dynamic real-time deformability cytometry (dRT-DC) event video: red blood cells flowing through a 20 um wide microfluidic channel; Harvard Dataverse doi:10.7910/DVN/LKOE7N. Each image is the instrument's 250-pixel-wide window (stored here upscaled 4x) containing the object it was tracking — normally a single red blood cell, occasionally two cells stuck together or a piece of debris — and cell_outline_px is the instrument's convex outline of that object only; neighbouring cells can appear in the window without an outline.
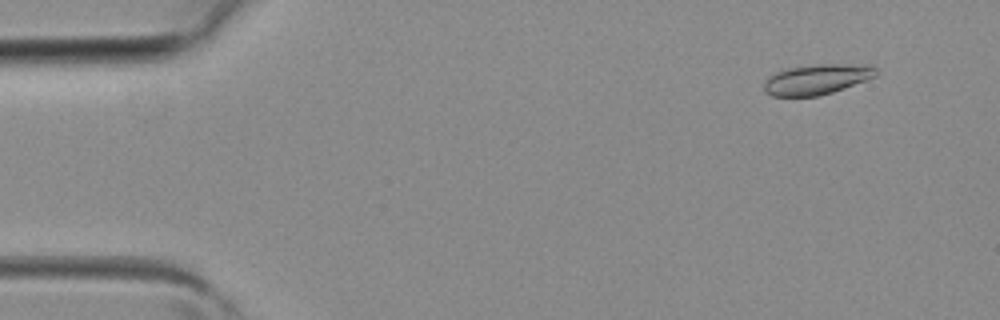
{"species": "common noctule bat (a hibernating species)", "species_latin": "Nyctalus noctula", "temperature_condition": "room temperature", "stored_images_in_passage": 3, "camera_frame_rate_fps": 3000, "um_per_image_px": 0.085, "animal": {"sex": "female", "body_mass_g": 19.3, "forearm_length_mm": 54.1}, "frame": {"image": 1, "passage_image": 1, "time_ms": 0.0, "image_size_px": [1000, 320], "cell_outline_px": [[880, 72], [876, 76], [844, 88], [820, 96], [772, 96], [764, 92], [764, 80], [768, 76], [776, 72], [788, 68], [820, 64], [840, 64], [876, 68]], "centroid_in_image_um": [69.36, 6.76], "position_along_channel_um": 15.6, "area_um2": 19.48}}
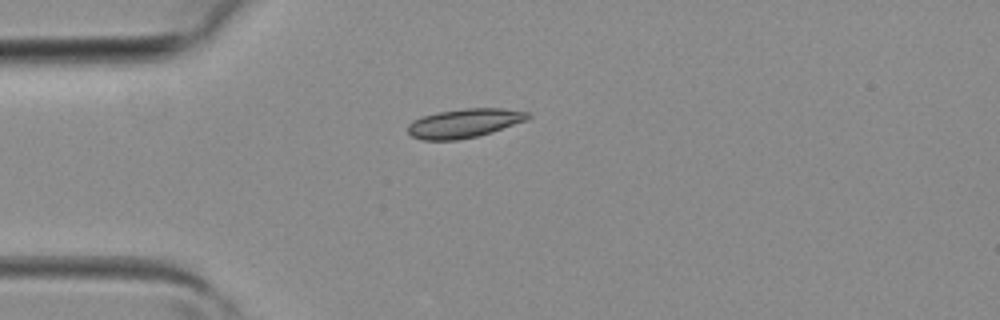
{"frame": {"image": 2, "passage_image": 3, "time_ms": 0.667, "image_size_px": [1000, 320], "cell_outline_px": [[532, 116], [524, 120], [492, 132], [476, 136], [456, 140], [420, 140], [412, 136], [408, 132], [408, 124], [412, 120], [424, 116], [440, 112], [468, 108], [500, 108], [528, 112]], "centroid_in_image_um": [39.43, 10.48], "position_along_channel_um": 45.6, "area_um2": 19.94}}